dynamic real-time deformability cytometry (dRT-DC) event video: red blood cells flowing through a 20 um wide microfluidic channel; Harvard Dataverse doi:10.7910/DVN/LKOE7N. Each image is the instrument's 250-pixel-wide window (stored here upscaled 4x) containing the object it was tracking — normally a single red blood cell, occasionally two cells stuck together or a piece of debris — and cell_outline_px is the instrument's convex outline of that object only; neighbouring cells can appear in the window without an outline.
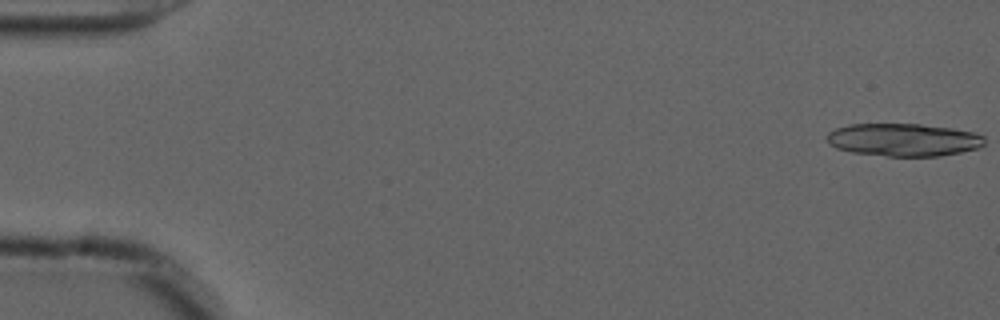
{"species": "common noctule bat (a hibernating species)", "species_latin": "Nyctalus noctula", "temperature_condition": "cold", "stored_images_in_passage": 55, "camera_frame_rate_fps": 3000, "um_per_image_px": 0.085, "animal": {"sex": "male", "forearm_length_mm": 52.5}, "frame": {"image": 1, "passage_image": 1, "time_ms": 0.0, "image_size_px": [1000, 320], "cell_outline_px": [[984, 144], [980, 148], [940, 156], [888, 156], [852, 152], [836, 148], [828, 144], [824, 136], [828, 132], [836, 128], [848, 124], [920, 124], [952, 128], [976, 132], [984, 136]], "centroid_in_image_um": [76.78, 11.88], "position_along_channel_um": 8.2, "area_um2": 30.4}}
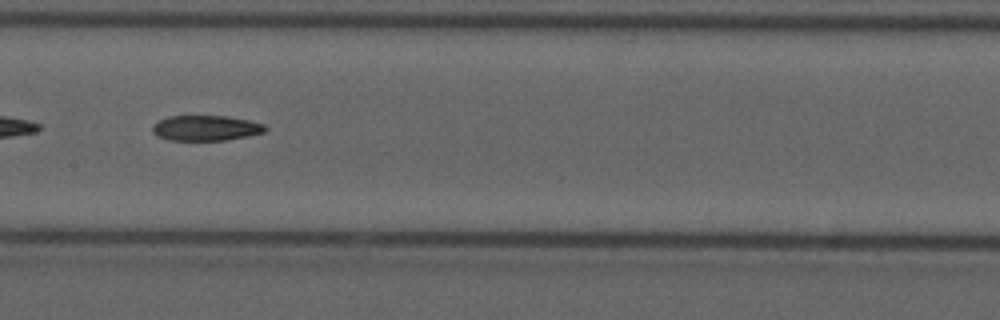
{"frame": {"image": 2, "passage_image": 28, "time_ms": 9.0, "image_size_px": [1000, 320], "cell_outline_px": [[268, 128], [264, 132], [248, 136], [228, 140], [168, 140], [156, 136], [152, 132], [152, 124], [168, 116], [228, 116], [248, 120], [264, 124]], "centroid_in_image_um": [17.48, 10.88], "position_along_channel_um": 189.9, "area_um2": 16.76}}
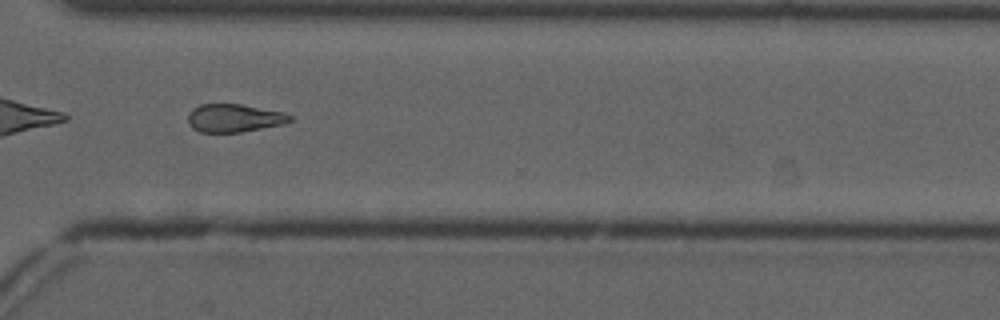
{"frame": {"image": 3, "passage_image": 41, "time_ms": 13.333, "image_size_px": [1000, 320], "cell_outline_px": [[292, 120], [284, 124], [240, 132], [200, 132], [192, 128], [188, 120], [188, 112], [192, 108], [200, 104], [240, 104], [284, 112], [292, 116]], "centroid_in_image_um": [19.89, 10.03], "position_along_channel_um": 350.7, "area_um2": 16.7}}